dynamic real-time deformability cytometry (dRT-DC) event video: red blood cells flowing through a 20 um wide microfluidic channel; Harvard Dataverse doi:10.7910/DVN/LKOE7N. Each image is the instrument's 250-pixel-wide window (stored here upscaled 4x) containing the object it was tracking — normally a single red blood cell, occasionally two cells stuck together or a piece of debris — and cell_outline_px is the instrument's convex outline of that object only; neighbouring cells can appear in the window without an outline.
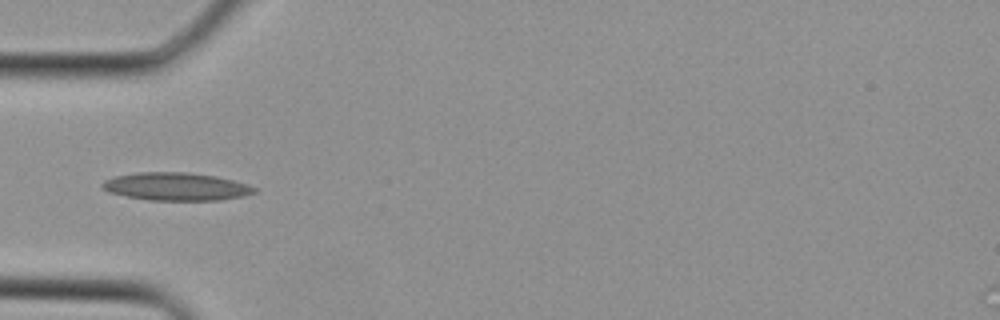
{"species": "Egyptian fruit bat (a non-hibernating species)", "species_latin": "Rousettus aegyptiacus", "temperature_condition": "cold", "stored_images_in_passage": 34, "camera_frame_rate_fps": 3000, "um_per_image_px": 0.085, "animal": {"sex": "female"}, "frame": {"image": 1, "passage_image": 10, "time_ms": 3.0, "image_size_px": [1000, 320], "cell_outline_px": [[256, 192], [244, 196], [220, 200], [148, 200], [108, 192], [100, 184], [104, 180], [116, 176], [136, 172], [188, 172], [216, 176], [248, 184], [256, 188]], "centroid_in_image_um": [14.98, 15.85], "position_along_channel_um": 70.0, "area_um2": 24.68}}
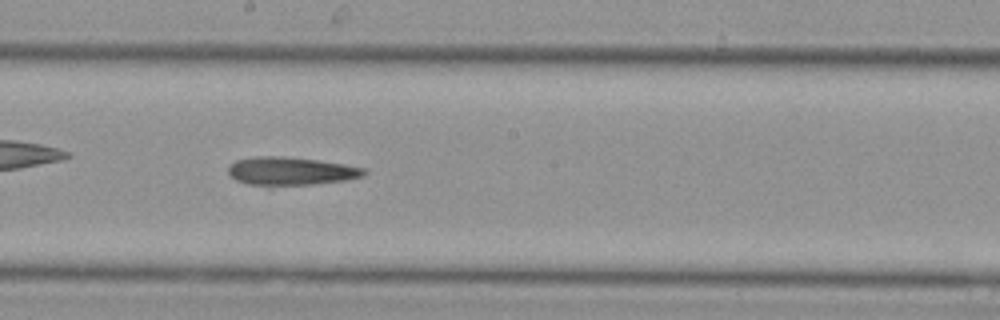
{"frame": {"image": 2, "passage_image": 18, "time_ms": 5.667, "image_size_px": [1000, 320], "cell_outline_px": [[368, 172], [364, 176], [348, 180], [312, 184], [268, 188], [248, 184], [236, 180], [228, 172], [228, 168], [236, 160], [256, 156], [284, 156], [316, 160], [344, 164], [368, 168]], "centroid_in_image_um": [24.74, 14.57], "position_along_channel_um": 223.5, "area_um2": 22.95}}
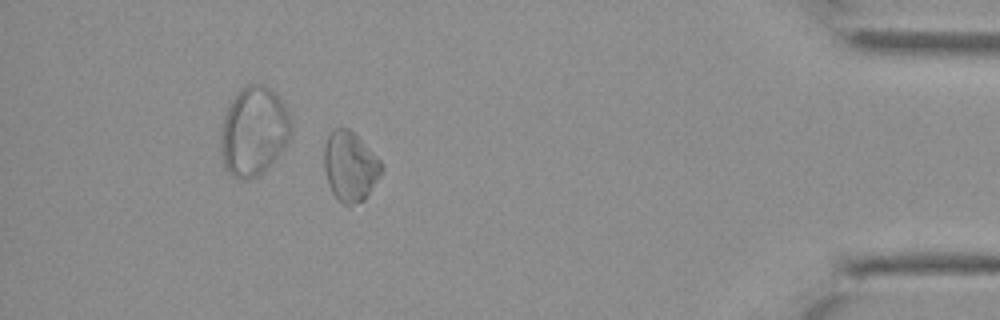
{"frame": {"image": 3, "passage_image": 30, "time_ms": 9.667, "image_size_px": [1000, 320], "cell_outline_px": [[384, 168], [380, 176], [364, 200], [348, 204], [344, 204], [332, 192], [324, 172], [324, 144], [332, 128], [348, 128], [380, 160]], "centroid_in_image_um": [29.74, 14.13], "position_along_channel_um": 405.5, "area_um2": 22.95}}